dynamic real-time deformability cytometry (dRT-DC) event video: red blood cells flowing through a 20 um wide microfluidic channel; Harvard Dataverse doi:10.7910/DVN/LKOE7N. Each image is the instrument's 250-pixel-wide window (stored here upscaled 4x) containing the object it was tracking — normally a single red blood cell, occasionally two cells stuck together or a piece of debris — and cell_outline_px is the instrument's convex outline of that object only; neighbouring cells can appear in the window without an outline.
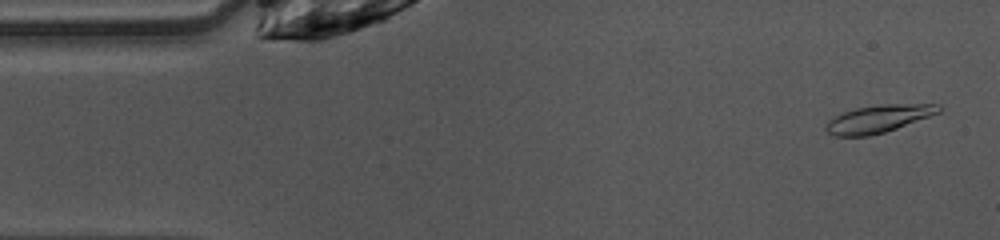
{"species": "common noctule bat (a hibernating species)", "species_latin": "Nyctalus noctula", "temperature_condition": "warm", "stored_images_in_passage": 48, "camera_frame_rate_fps": 3000, "um_per_image_px": 0.085, "animal": {"sex": "female", "body_mass_g": 10.0, "forearm_length_mm": 53.1}, "frame": {"image": 1, "passage_image": 2, "time_ms": 0.333, "image_size_px": [1000, 240], "cell_outline_px": [[944, 108], [940, 112], [896, 128], [884, 132], [868, 136], [836, 136], [828, 132], [824, 128], [828, 120], [844, 112], [856, 108], [880, 104], [940, 104]], "centroid_in_image_um": [74.68, 10.09], "position_along_channel_um": 10.3, "area_um2": 17.98}}
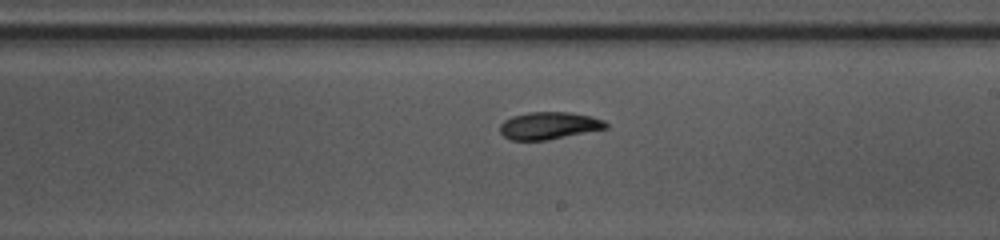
{"frame": {"image": 2, "passage_image": 26, "time_ms": 8.333, "image_size_px": [1000, 240], "cell_outline_px": [[608, 128], [548, 140], [512, 140], [504, 136], [500, 132], [500, 124], [504, 120], [512, 116], [528, 112], [568, 112], [592, 116], [604, 120], [608, 124]], "centroid_in_image_um": [46.67, 10.67], "position_along_channel_um": 242.3, "area_um2": 16.94}}
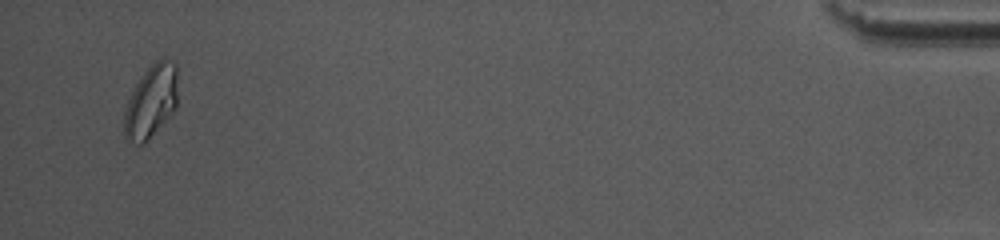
{"frame": {"image": 3, "passage_image": 46, "time_ms": 15.0, "image_size_px": [1000, 240], "cell_outline_px": [[176, 108], [148, 140], [144, 144], [136, 144], [124, 136], [124, 108], [140, 76], [156, 60], [164, 60], [176, 64]], "centroid_in_image_um": [12.81, 8.65], "position_along_channel_um": 422.4, "area_um2": 22.31}, "authors_computed_cell_mechanics": {"area_um2": 17.4845, "velocity_mm_per_s": 4.0373, "shape_relaxation_time_tau1_ms": 6.0689, "shape_relaxation_time_tau2_ms": 6.39, "deformation_change_tau1": 0.1895, "deformation_change_tau2": 0.0881}}